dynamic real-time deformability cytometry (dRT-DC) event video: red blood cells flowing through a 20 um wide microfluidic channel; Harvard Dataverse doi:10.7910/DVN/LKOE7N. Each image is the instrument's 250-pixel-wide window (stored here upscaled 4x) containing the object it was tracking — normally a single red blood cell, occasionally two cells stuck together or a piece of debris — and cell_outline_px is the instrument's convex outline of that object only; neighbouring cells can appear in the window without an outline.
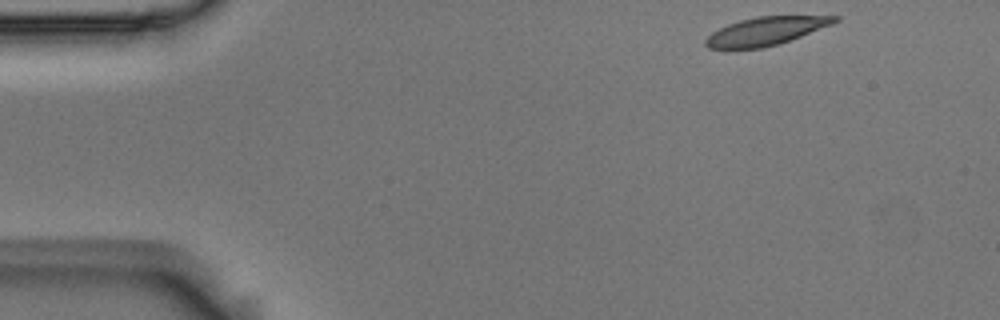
{"species": "Egyptian fruit bat (a non-hibernating species)", "species_latin": "Rousettus aegyptiacus", "temperature_condition": "room temperature", "stored_images_in_passage": 49, "camera_frame_rate_fps": 3000, "um_per_image_px": 0.085, "animal": {"sex": "male"}, "frame": {"image": 1, "passage_image": 1, "time_ms": 0.0, "image_size_px": [1000, 320], "cell_outline_px": [[840, 20], [832, 24], [780, 44], [760, 48], [708, 48], [704, 44], [704, 40], [712, 32], [728, 24], [740, 20], [756, 16], [840, 16]], "centroid_in_image_um": [65.09, 2.64], "position_along_channel_um": 19.9, "area_um2": 21.04}}
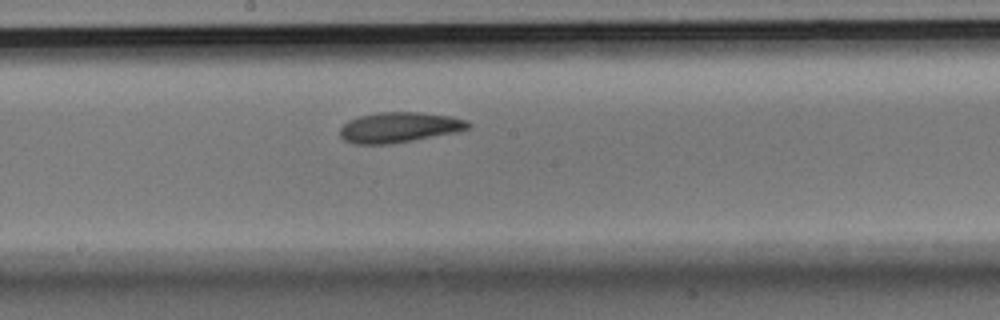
{"frame": {"image": 2, "passage_image": 24, "time_ms": 7.667, "image_size_px": [1000, 320], "cell_outline_px": [[472, 124], [468, 128], [456, 132], [412, 140], [388, 144], [352, 144], [344, 140], [340, 136], [340, 128], [348, 120], [356, 116], [380, 112], [420, 112], [448, 116], [468, 120]], "centroid_in_image_um": [33.89, 10.82], "position_along_channel_um": 214.3, "area_um2": 22.66}}
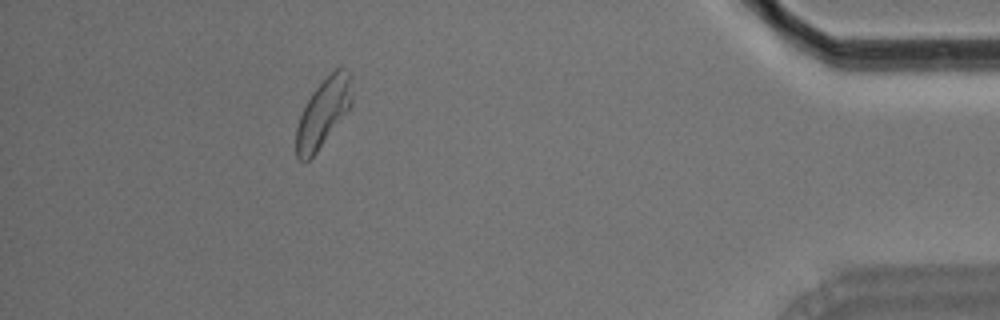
{"frame": {"image": 3, "passage_image": 44, "time_ms": 14.333, "image_size_px": [1000, 320], "cell_outline_px": [[352, 104], [316, 152], [308, 160], [300, 160], [296, 156], [296, 128], [300, 116], [312, 92], [340, 64], [352, 72]], "centroid_in_image_um": [27.5, 9.51], "position_along_channel_um": 407.7, "area_um2": 21.91}, "authors_computed_cell_mechanics": {"area_um2": 22.542, "velocity_mm_per_s": 3.6821, "shape_relaxation_time_tau1_ms": null, "shape_relaxation_time_tau2_ms": 4.881, "deformation_change_tau1": null, "deformation_change_tau2": 0.1001}}